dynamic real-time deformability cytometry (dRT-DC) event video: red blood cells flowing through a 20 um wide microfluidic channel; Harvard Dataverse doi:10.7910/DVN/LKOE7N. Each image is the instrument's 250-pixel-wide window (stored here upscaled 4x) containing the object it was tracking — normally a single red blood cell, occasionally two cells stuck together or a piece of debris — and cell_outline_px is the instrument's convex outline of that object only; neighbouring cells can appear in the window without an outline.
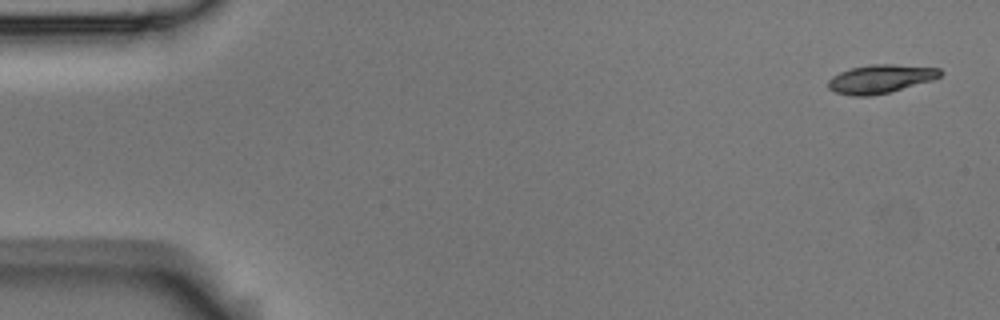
{"species": "Egyptian fruit bat (a non-hibernating species)", "species_latin": "Rousettus aegyptiacus", "temperature_condition": "room temperature", "stored_images_in_passage": 5, "camera_frame_rate_fps": 3000, "um_per_image_px": 0.085, "animal": {"sex": "male"}, "frame": {"image": 1, "passage_image": 1, "time_ms": 0.0, "image_size_px": [1000, 320], "cell_outline_px": [[944, 72], [940, 76], [932, 80], [888, 92], [872, 96], [852, 96], [836, 92], [828, 88], [828, 80], [832, 76], [840, 72], [852, 68], [872, 64], [892, 64], [940, 68]], "centroid_in_image_um": [74.83, 6.7], "position_along_channel_um": 10.2, "area_um2": 18.5}}
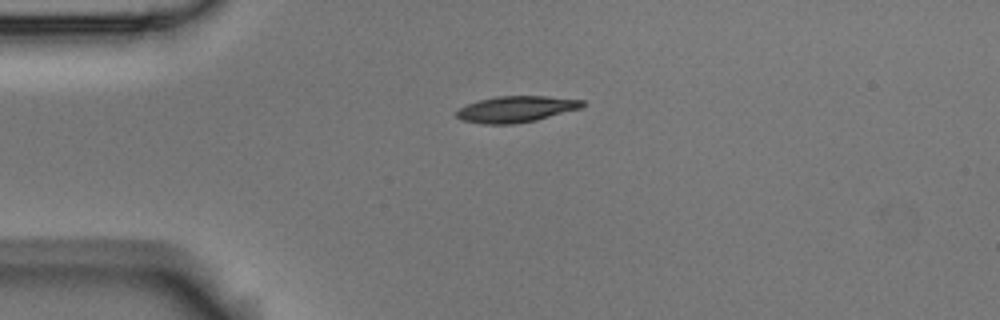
{"frame": {"image": 2, "passage_image": 4, "time_ms": 1.0, "image_size_px": [1000, 320], "cell_outline_px": [[584, 104], [580, 108], [536, 120], [516, 124], [480, 124], [460, 120], [456, 116], [456, 112], [460, 108], [468, 104], [480, 100], [496, 96], [544, 96], [584, 100]], "centroid_in_image_um": [43.83, 9.29], "position_along_channel_um": 41.2, "area_um2": 19.13}}